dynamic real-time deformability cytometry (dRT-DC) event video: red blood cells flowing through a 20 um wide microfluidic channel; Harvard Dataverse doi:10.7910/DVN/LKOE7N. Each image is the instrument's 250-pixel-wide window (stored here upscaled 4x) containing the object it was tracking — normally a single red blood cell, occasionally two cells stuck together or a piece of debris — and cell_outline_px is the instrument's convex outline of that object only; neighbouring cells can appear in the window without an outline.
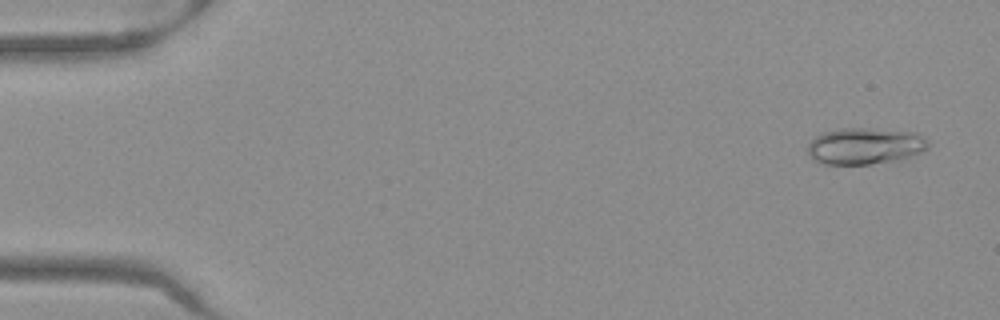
{"species": "Egyptian fruit bat (a non-hibernating species)", "species_latin": "Rousettus aegyptiacus", "temperature_condition": "warm", "stored_images_in_passage": 51, "camera_frame_rate_fps": 3000, "um_per_image_px": 0.085, "frame": {"image": 1, "passage_image": 3, "time_ms": 0.667, "image_size_px": [1000, 320], "cell_outline_px": [[928, 148], [920, 152], [908, 156], [868, 164], [824, 164], [812, 160], [808, 152], [808, 144], [816, 136], [824, 132], [840, 128], [868, 128], [916, 132], [924, 136], [928, 140]], "centroid_in_image_um": [73.49, 12.39], "position_along_channel_um": 11.5, "area_um2": 25.37}}
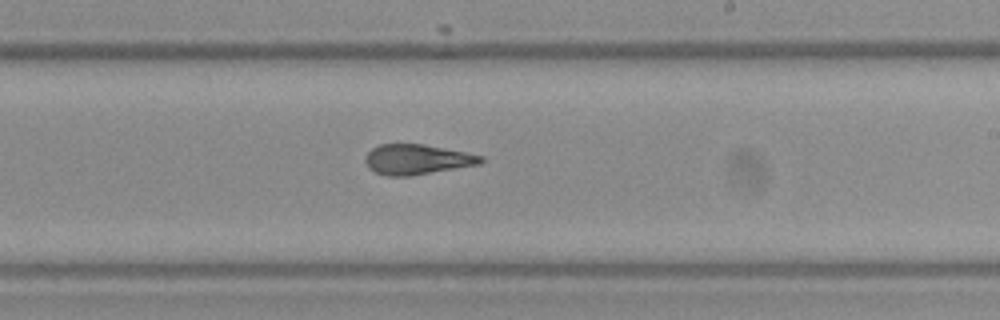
{"frame": {"image": 2, "passage_image": 31, "time_ms": 10.0, "image_size_px": [1000, 320], "cell_outline_px": [[484, 160], [480, 164], [408, 176], [388, 176], [376, 172], [368, 168], [364, 160], [364, 156], [372, 148], [380, 144], [424, 144], [484, 156]], "centroid_in_image_um": [35.41, 13.54], "position_along_channel_um": 253.6, "area_um2": 20.17}}
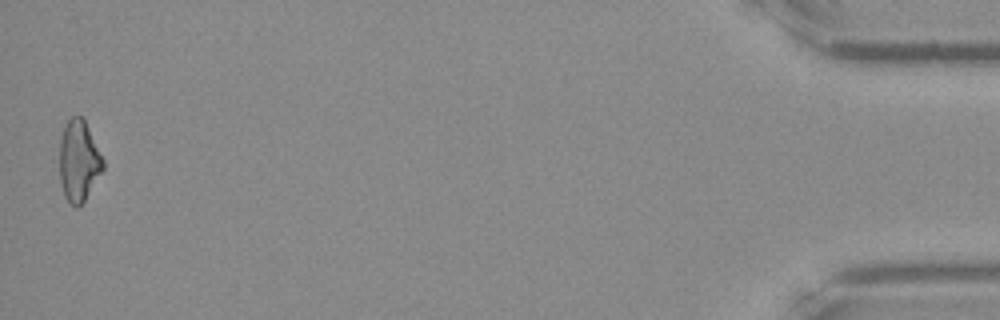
{"frame": {"image": 3, "passage_image": 51, "time_ms": 16.667, "image_size_px": [1000, 320], "cell_outline_px": [[104, 168], [84, 200], [76, 208], [64, 196], [60, 184], [60, 136], [64, 124], [72, 116], [80, 116], [84, 120], [104, 160]], "centroid_in_image_um": [6.67, 13.66], "position_along_channel_um": 428.5, "area_um2": 20.35}, "authors_computed_cell_mechanics": {"area_um2": 20.7502, "velocity_mm_per_s": 3.9989, "shape_relaxation_time_tau1_ms": null, "shape_relaxation_time_tau2_ms": 3.3832, "deformation_change_tau1": null, "deformation_change_tau2": 0.1011}}